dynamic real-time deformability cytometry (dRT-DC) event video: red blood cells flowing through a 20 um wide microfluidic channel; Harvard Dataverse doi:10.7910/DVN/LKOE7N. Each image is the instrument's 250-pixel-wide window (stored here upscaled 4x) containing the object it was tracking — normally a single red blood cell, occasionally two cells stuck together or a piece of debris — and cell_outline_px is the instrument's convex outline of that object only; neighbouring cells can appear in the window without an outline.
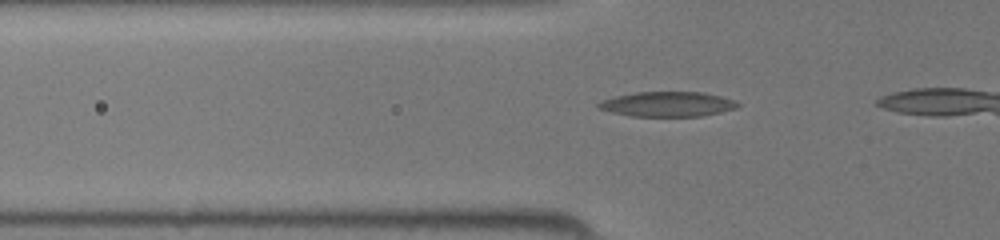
{"species": "common noctule bat (a hibernating species)", "species_latin": "Nyctalus noctula", "temperature_condition": "room temperature", "stored_images_in_passage": 9, "camera_frame_rate_fps": 3000, "um_per_image_px": 0.085, "animal": {"sex": "female", "body_mass_g": 19.5, "forearm_length_mm": 54.1}, "frame": {"image": 1, "passage_image": 6, "time_ms": 1.667, "image_size_px": [1000, 240], "cell_outline_px": [[740, 104], [736, 108], [720, 112], [700, 116], [632, 116], [612, 112], [596, 108], [596, 104], [600, 100], [616, 96], [636, 92], [704, 92], [720, 96], [732, 100]], "centroid_in_image_um": [56.69, 8.85], "position_along_channel_um": 69.1, "area_um2": 20.11}}